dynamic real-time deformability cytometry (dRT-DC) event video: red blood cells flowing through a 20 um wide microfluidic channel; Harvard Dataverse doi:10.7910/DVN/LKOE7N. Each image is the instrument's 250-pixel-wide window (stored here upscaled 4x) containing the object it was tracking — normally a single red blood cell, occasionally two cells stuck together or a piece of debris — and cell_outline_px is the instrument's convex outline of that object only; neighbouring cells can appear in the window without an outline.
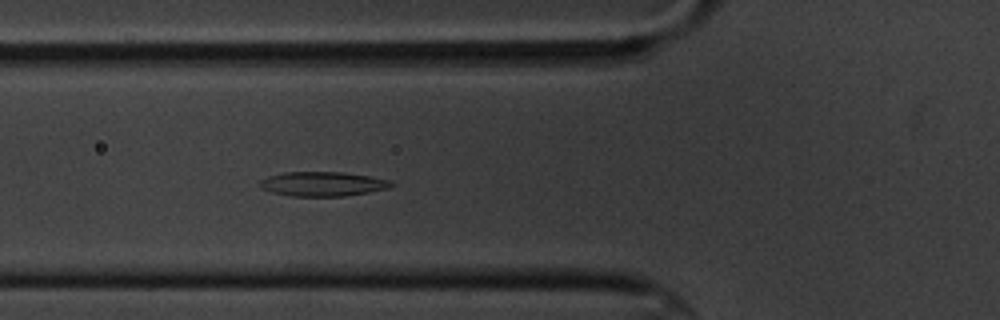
{"species": "common noctule bat (a hibernating species)", "species_latin": "Nyctalus noctula", "temperature_condition": "cold", "stored_images_in_passage": 6, "camera_frame_rate_fps": 3000, "um_per_image_px": 0.085, "animal": {"sex": "male", "body_mass_g": 20.1, "forearm_length_mm": 53.5}, "frame": {"image": 1, "passage_image": 6, "time_ms": 6.0, "image_size_px": [1000, 320], "cell_outline_px": [[392, 184], [388, 188], [368, 192], [344, 196], [292, 196], [272, 192], [260, 188], [260, 180], [268, 176], [284, 172], [344, 172], [392, 180]], "centroid_in_image_um": [27.41, 15.63], "position_along_channel_um": 98.4, "area_um2": 18.61}}